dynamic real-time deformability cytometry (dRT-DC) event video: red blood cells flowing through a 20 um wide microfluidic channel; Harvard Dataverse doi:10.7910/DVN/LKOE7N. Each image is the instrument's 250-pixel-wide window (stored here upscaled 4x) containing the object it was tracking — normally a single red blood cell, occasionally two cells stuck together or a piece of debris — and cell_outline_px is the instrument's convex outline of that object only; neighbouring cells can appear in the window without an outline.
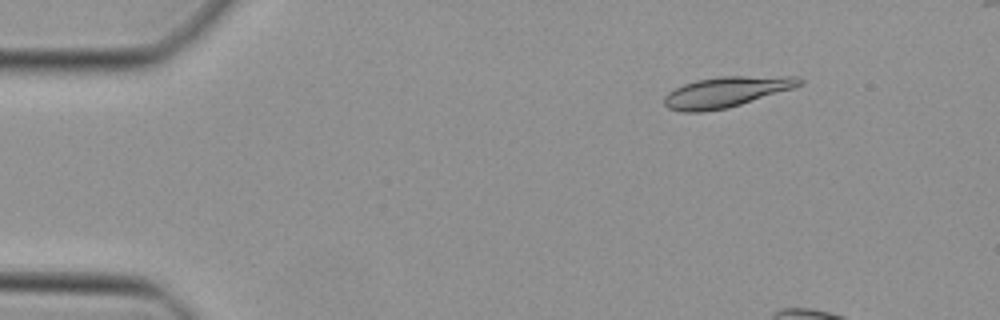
{"species": "Egyptian fruit bat (a non-hibernating species)", "species_latin": "Rousettus aegyptiacus", "temperature_condition": "cold", "stored_images_in_passage": 11, "camera_frame_rate_fps": 3000, "um_per_image_px": 0.085, "animal": {"sex": "female"}, "frame": {"image": 1, "passage_image": 4, "time_ms": 1.0, "image_size_px": [1000, 320], "cell_outline_px": [[804, 84], [792, 88], [728, 108], [704, 112], [684, 112], [668, 108], [664, 104], [664, 96], [668, 92], [684, 84], [696, 80], [720, 76], [796, 76], [804, 80]], "centroid_in_image_um": [61.72, 7.81], "position_along_channel_um": 23.3, "area_um2": 24.04}}